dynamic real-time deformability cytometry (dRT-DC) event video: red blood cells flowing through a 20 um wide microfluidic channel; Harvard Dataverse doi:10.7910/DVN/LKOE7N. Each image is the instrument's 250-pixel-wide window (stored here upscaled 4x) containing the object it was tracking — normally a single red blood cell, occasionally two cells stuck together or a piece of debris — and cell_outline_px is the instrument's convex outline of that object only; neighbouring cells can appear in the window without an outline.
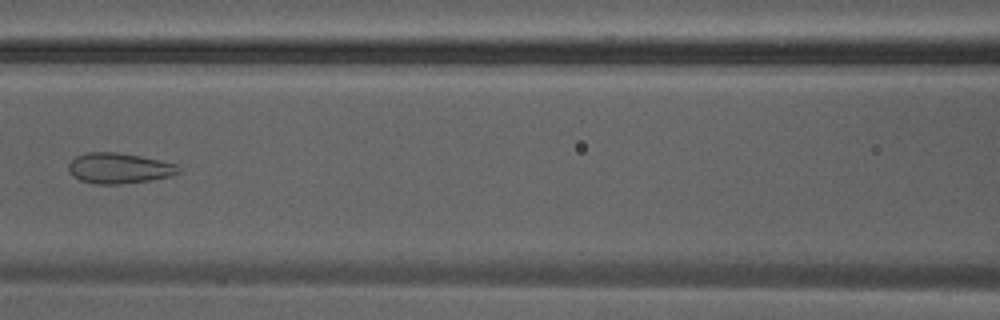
{"species": "Egyptian fruit bat (a non-hibernating species)", "species_latin": "Rousettus aegyptiacus", "temperature_condition": "warm", "stored_images_in_passage": 41, "camera_frame_rate_fps": 3000, "um_per_image_px": 0.085, "animal": {"sex": "male"}, "frame": {"image": 1, "passage_image": 19, "time_ms": 6.0, "image_size_px": [1000, 320], "cell_outline_px": [[180, 172], [172, 176], [152, 180], [120, 184], [96, 184], [80, 180], [72, 176], [68, 172], [68, 164], [76, 156], [88, 152], [116, 152], [140, 156], [160, 160], [176, 164], [180, 168]], "centroid_in_image_um": [10.12, 14.3], "position_along_channel_um": 156.5, "area_um2": 19.71}}
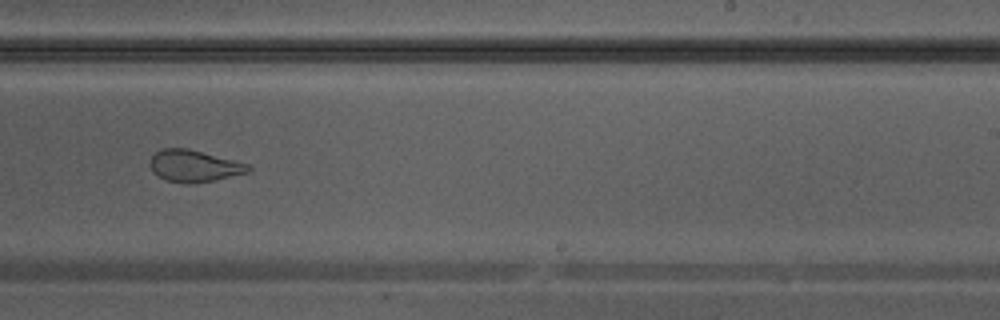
{"frame": {"image": 2, "passage_image": 26, "time_ms": 8.333, "image_size_px": [1000, 320], "cell_outline_px": [[252, 168], [248, 172], [212, 180], [192, 184], [184, 184], [164, 180], [152, 172], [148, 164], [148, 160], [156, 152], [164, 148], [188, 148], [252, 164]], "centroid_in_image_um": [16.47, 14.1], "position_along_channel_um": 272.5, "area_um2": 18.55}}
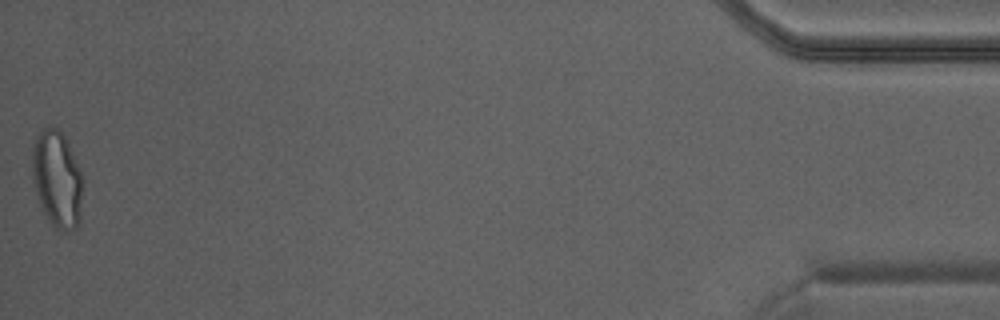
{"frame": {"image": 3, "passage_image": 41, "time_ms": 13.333, "image_size_px": [1000, 320], "cell_outline_px": [[80, 220], [76, 228], [64, 232], [52, 224], [48, 220], [40, 208], [32, 176], [32, 152], [36, 140], [40, 132], [48, 124], [60, 128], [68, 140], [80, 172]], "centroid_in_image_um": [4.82, 15.19], "position_along_channel_um": 430.4, "area_um2": 28.32}}